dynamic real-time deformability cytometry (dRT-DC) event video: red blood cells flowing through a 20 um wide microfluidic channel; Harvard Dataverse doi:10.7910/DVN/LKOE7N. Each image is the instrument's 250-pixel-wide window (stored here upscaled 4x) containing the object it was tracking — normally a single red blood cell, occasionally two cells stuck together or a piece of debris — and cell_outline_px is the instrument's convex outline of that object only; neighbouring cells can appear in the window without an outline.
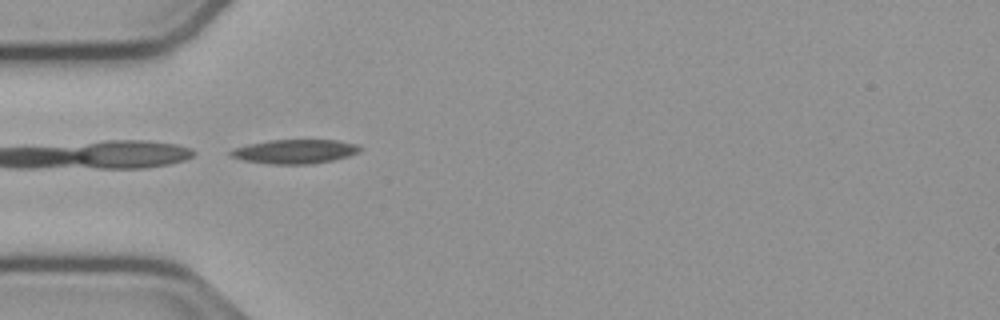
{"species": "common noctule bat (a hibernating species)", "species_latin": "Nyctalus noctula", "temperature_condition": "cold", "stored_images_in_passage": 36, "camera_frame_rate_fps": 3000, "um_per_image_px": 0.085, "animal": {"sex": "male", "body_mass_g": 23.1, "forearm_length_mm": 52.7}, "frame": {"image": 1, "passage_image": 1, "time_ms": 0.0, "image_size_px": [1000, 320], "cell_outline_px": [[360, 152], [348, 156], [332, 160], [312, 164], [268, 164], [244, 160], [232, 156], [228, 152], [232, 148], [248, 144], [272, 140], [336, 140], [356, 144], [360, 148]], "centroid_in_image_um": [25.04, 12.88], "position_along_channel_um": 60.0, "area_um2": 18.09}}
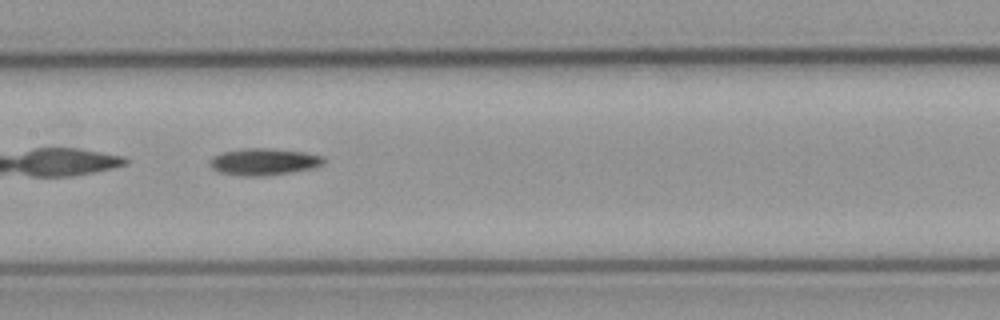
{"frame": {"image": 2, "passage_image": 11, "time_ms": 3.333, "image_size_px": [1000, 320], "cell_outline_px": [[324, 164], [312, 168], [292, 172], [264, 176], [244, 176], [220, 172], [212, 168], [208, 164], [212, 156], [224, 152], [244, 148], [268, 148], [304, 152], [324, 156]], "centroid_in_image_um": [22.43, 13.75], "position_along_channel_um": 185.0, "area_um2": 17.8}}
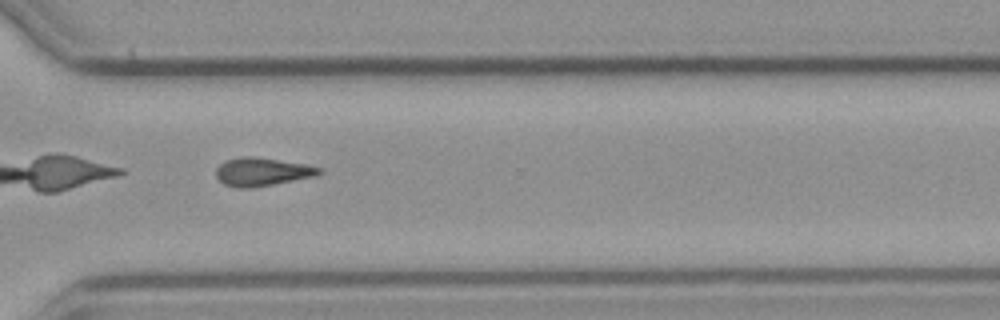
{"frame": {"image": 3, "passage_image": 24, "time_ms": 7.667, "image_size_px": [1000, 320], "cell_outline_px": [[324, 172], [312, 176], [272, 184], [248, 188], [240, 188], [224, 184], [216, 176], [216, 168], [224, 160], [244, 156], [256, 156], [304, 164], [320, 168]], "centroid_in_image_um": [22.22, 14.58], "position_along_channel_um": 348.4, "area_um2": 16.7}}